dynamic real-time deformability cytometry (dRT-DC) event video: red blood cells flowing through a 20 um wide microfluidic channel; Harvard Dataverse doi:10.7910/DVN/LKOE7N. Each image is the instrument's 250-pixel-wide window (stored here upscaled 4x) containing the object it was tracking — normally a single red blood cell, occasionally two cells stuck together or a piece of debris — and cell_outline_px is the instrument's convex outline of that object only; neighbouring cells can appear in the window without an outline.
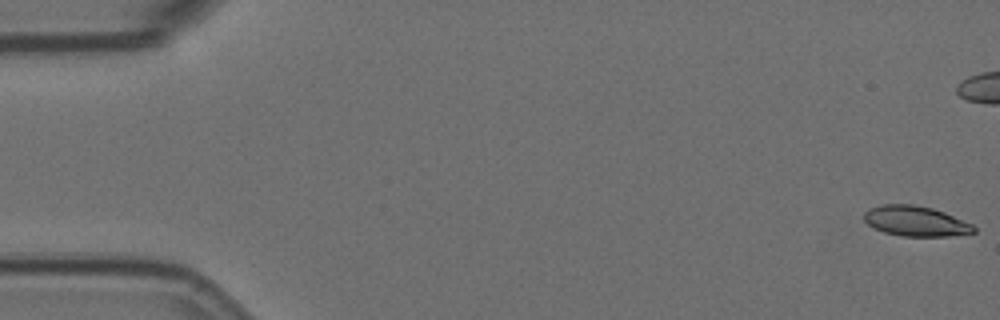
{"species": "Egyptian fruit bat (a non-hibernating species)", "species_latin": "Rousettus aegyptiacus", "temperature_condition": "room temperature", "stored_images_in_passage": 56, "camera_frame_rate_fps": 3000, "um_per_image_px": 0.085, "animal": {"sex": "female"}, "frame": {"image": 1, "passage_image": 1, "time_ms": 0.0, "image_size_px": [1000, 320], "cell_outline_px": [[976, 232], [948, 236], [900, 236], [884, 232], [868, 224], [864, 220], [864, 212], [868, 208], [880, 204], [912, 204], [932, 208], [944, 212], [972, 224], [976, 228]], "centroid_in_image_um": [77.81, 18.79], "position_along_channel_um": 7.2, "area_um2": 19.31}}
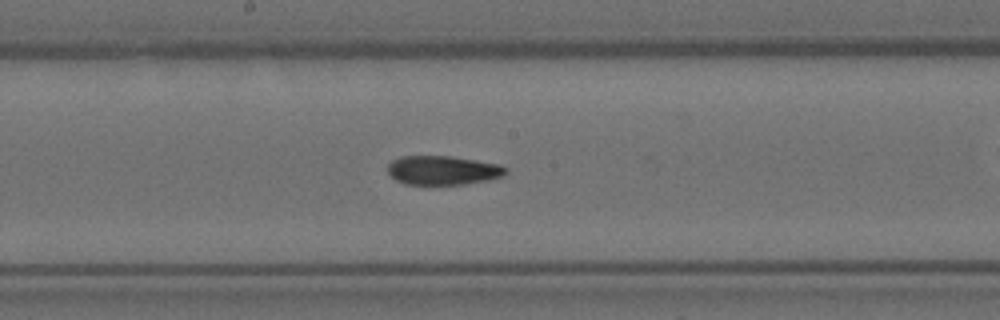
{"frame": {"image": 2, "passage_image": 30, "time_ms": 9.667, "image_size_px": [1000, 320], "cell_outline_px": [[508, 172], [504, 176], [488, 180], [464, 184], [404, 184], [396, 180], [388, 172], [388, 164], [392, 160], [400, 156], [452, 156], [500, 164], [508, 168]], "centroid_in_image_um": [37.67, 14.47], "position_along_channel_um": 210.5, "area_um2": 20.11}}
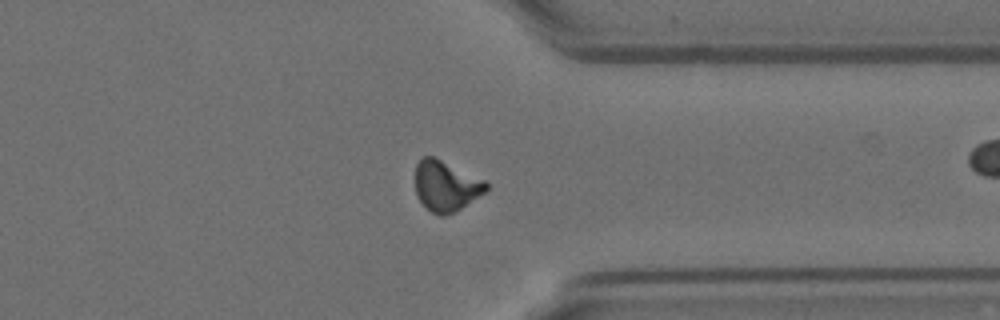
{"frame": {"image": 3, "passage_image": 44, "time_ms": 14.333, "image_size_px": [1000, 320], "cell_outline_px": [[488, 188], [484, 192], [460, 208], [444, 216], [440, 216], [432, 212], [416, 196], [416, 164], [424, 156], [432, 156], [484, 180], [488, 184]], "centroid_in_image_um": [37.88, 15.8], "position_along_channel_um": 373.5, "area_um2": 20.23}}